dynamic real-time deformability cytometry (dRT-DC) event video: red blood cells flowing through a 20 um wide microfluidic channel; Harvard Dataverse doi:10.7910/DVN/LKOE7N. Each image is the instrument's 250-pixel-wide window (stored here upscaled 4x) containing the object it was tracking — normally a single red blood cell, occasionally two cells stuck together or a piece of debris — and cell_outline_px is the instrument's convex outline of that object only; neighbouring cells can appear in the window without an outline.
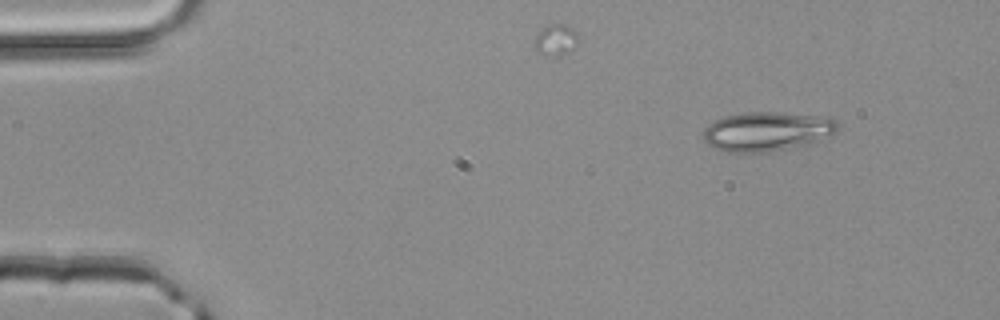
{"species": "common noctule bat (a hibernating species)", "species_latin": "Nyctalus noctula", "temperature_condition": "room temperature", "stored_images_in_passage": 3, "camera_frame_rate_fps": 3000, "um_per_image_px": 0.085, "animal": {"sex": "male", "body_mass_g": 20.4}, "frame": {"image": 1, "passage_image": 1, "time_ms": 0.0, "image_size_px": [1000, 320], "cell_outline_px": [[840, 128], [836, 132], [808, 144], [768, 152], [724, 152], [712, 148], [704, 140], [704, 128], [708, 124], [724, 116], [748, 112], [780, 112], [824, 116], [836, 120]], "centroid_in_image_um": [65.18, 11.16], "position_along_channel_um": 19.8, "area_um2": 30.87}}